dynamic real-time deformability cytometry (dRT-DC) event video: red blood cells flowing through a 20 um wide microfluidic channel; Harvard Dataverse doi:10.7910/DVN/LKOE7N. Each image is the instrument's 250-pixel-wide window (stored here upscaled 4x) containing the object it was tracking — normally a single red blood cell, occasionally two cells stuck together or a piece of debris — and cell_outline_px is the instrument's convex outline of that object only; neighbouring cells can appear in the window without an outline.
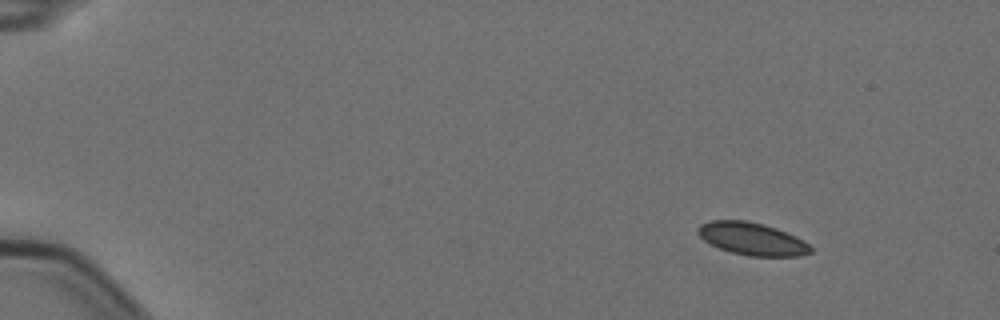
{"species": "Egyptian fruit bat (a non-hibernating species)", "species_latin": "Rousettus aegyptiacus", "temperature_condition": "cold", "stored_images_in_passage": 6, "camera_frame_rate_fps": 3000, "um_per_image_px": 0.085, "animal": {"sex": "female"}, "frame": {"image": 1, "passage_image": 1, "time_ms": 0.0, "image_size_px": [1000, 320], "cell_outline_px": [[812, 252], [800, 256], [748, 256], [732, 252], [720, 248], [704, 240], [696, 232], [696, 228], [700, 224], [712, 220], [744, 220], [764, 224], [776, 228], [796, 236], [804, 240], [812, 248]], "centroid_in_image_um": [63.93, 20.29], "position_along_channel_um": 21.1, "area_um2": 21.39}}
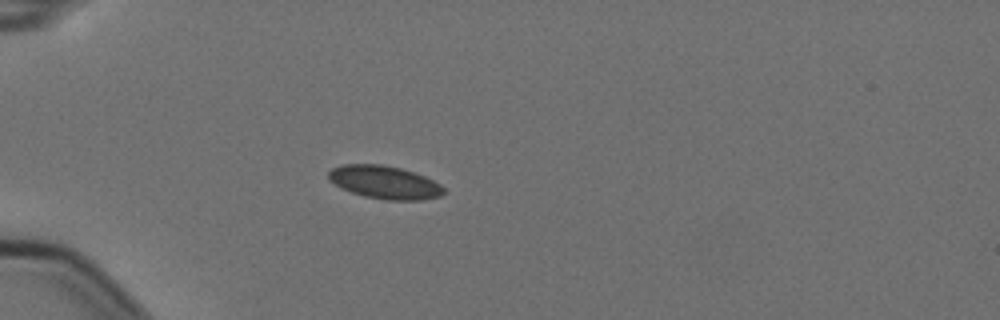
{"frame": {"image": 2, "passage_image": 4, "time_ms": 1.0, "image_size_px": [1000, 320], "cell_outline_px": [[444, 192], [440, 196], [420, 200], [384, 200], [364, 196], [340, 188], [328, 180], [328, 172], [332, 168], [344, 164], [380, 164], [400, 168], [424, 176], [440, 184], [444, 188]], "centroid_in_image_um": [32.65, 15.5], "position_along_channel_um": 52.3, "area_um2": 22.14}}
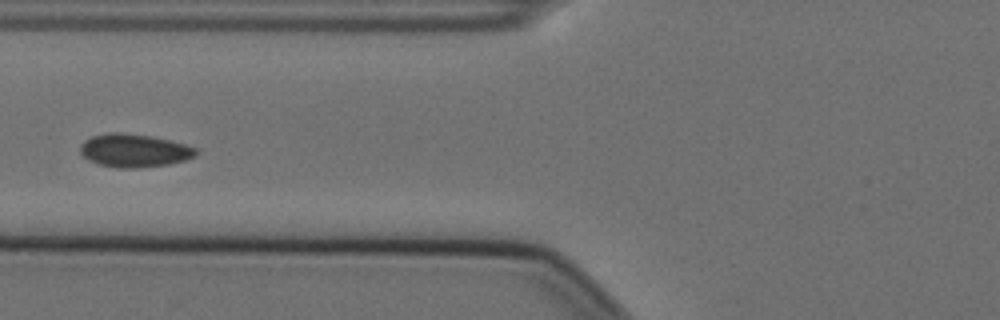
{"frame": {"image": 3, "passage_image": 6, "time_ms": 1.667, "image_size_px": [1000, 320], "cell_outline_px": [[196, 156], [184, 160], [168, 164], [136, 168], [120, 168], [96, 164], [88, 160], [80, 152], [80, 144], [84, 140], [92, 136], [112, 132], [116, 132], [152, 136], [184, 144], [196, 148]], "centroid_in_image_um": [11.37, 12.8], "position_along_channel_um": 114.4, "area_um2": 22.25}}